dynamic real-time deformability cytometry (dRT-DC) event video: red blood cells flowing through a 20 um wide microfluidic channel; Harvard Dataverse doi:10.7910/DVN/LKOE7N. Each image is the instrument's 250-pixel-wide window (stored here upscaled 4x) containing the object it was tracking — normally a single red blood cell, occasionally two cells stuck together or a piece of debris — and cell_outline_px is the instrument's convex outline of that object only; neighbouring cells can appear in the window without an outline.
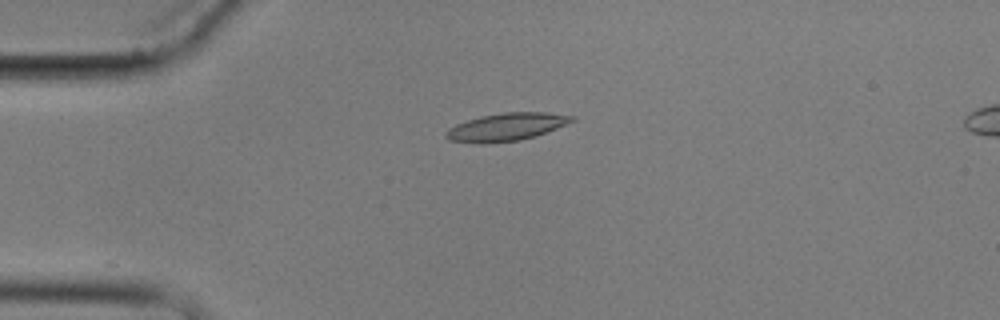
{"species": "common noctule bat (a hibernating species)", "species_latin": "Nyctalus noctula", "temperature_condition": "cold", "stored_images_in_passage": 6, "camera_frame_rate_fps": 3000, "um_per_image_px": 0.085, "animal": {"sex": "male", "body_mass_g": 17.9}, "frame": {"image": 1, "passage_image": 4, "time_ms": 3.667, "image_size_px": [1000, 320], "cell_outline_px": [[576, 120], [536, 136], [520, 140], [484, 144], [480, 144], [448, 140], [444, 136], [444, 132], [448, 128], [456, 124], [480, 116], [504, 112], [548, 112], [576, 116]], "centroid_in_image_um": [43.02, 10.79], "position_along_channel_um": 42.0, "area_um2": 20.58}}